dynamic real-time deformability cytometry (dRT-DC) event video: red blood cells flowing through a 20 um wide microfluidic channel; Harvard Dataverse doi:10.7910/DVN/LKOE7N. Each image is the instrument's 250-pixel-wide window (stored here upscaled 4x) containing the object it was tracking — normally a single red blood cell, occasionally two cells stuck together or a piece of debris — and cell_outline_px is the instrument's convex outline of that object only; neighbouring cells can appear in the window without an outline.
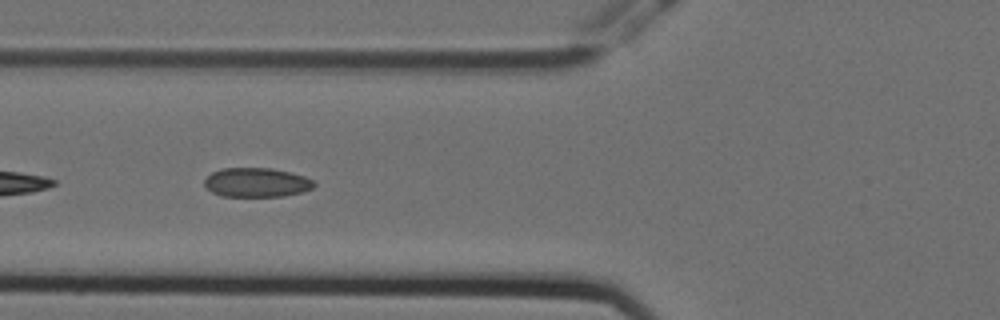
{"species": "Egyptian fruit bat (a non-hibernating species)", "species_latin": "Rousettus aegyptiacus", "temperature_condition": "cold", "stored_images_in_passage": 10, "camera_frame_rate_fps": 3000, "um_per_image_px": 0.085, "animal": {"sex": "female"}, "frame": {"image": 1, "passage_image": 6, "time_ms": 1.667, "image_size_px": [1000, 320], "cell_outline_px": [[316, 184], [312, 188], [300, 192], [284, 196], [220, 196], [212, 192], [204, 184], [204, 180], [212, 172], [224, 168], [272, 168], [304, 176], [312, 180]], "centroid_in_image_um": [21.79, 15.51], "position_along_channel_um": 104.0, "area_um2": 18.5}}
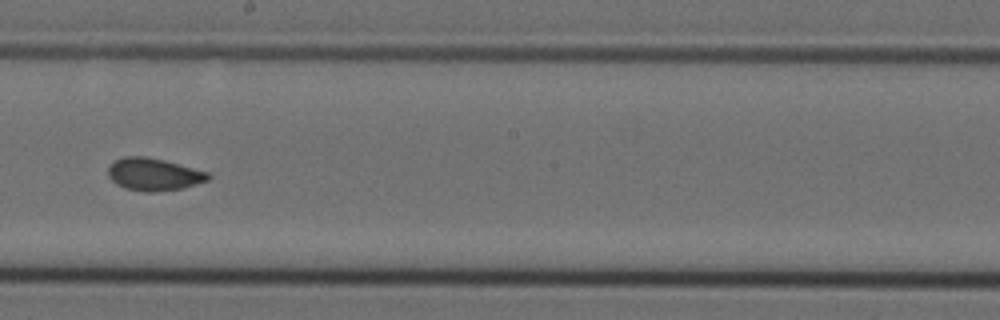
{"frame": {"image": 2, "passage_image": 9, "time_ms": 2.667, "image_size_px": [1000, 320], "cell_outline_px": [[212, 176], [208, 180], [180, 188], [156, 192], [144, 192], [124, 188], [116, 184], [108, 176], [108, 168], [116, 160], [124, 156], [144, 156], [164, 160], [208, 172]], "centroid_in_image_um": [13.05, 14.82], "position_along_channel_um": 235.2, "area_um2": 18.79}}
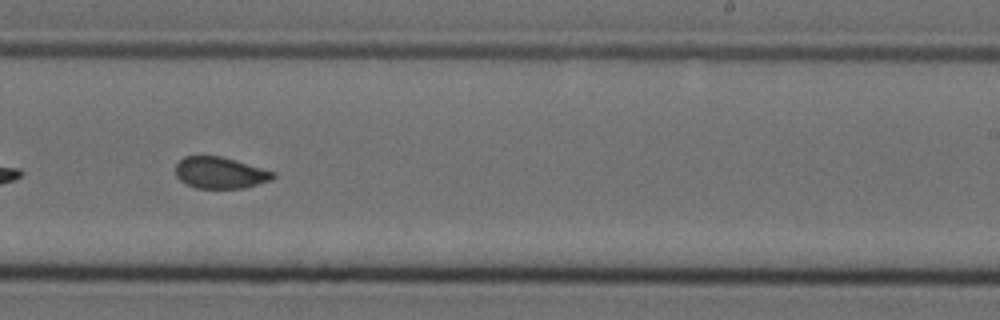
{"frame": {"image": 3, "passage_image": 10, "time_ms": 3.0, "image_size_px": [1000, 320], "cell_outline_px": [[276, 176], [272, 180], [244, 188], [196, 188], [180, 180], [176, 176], [176, 164], [184, 156], [220, 156], [236, 160], [276, 172]], "centroid_in_image_um": [18.74, 14.68], "position_along_channel_um": 270.3, "area_um2": 17.92}}